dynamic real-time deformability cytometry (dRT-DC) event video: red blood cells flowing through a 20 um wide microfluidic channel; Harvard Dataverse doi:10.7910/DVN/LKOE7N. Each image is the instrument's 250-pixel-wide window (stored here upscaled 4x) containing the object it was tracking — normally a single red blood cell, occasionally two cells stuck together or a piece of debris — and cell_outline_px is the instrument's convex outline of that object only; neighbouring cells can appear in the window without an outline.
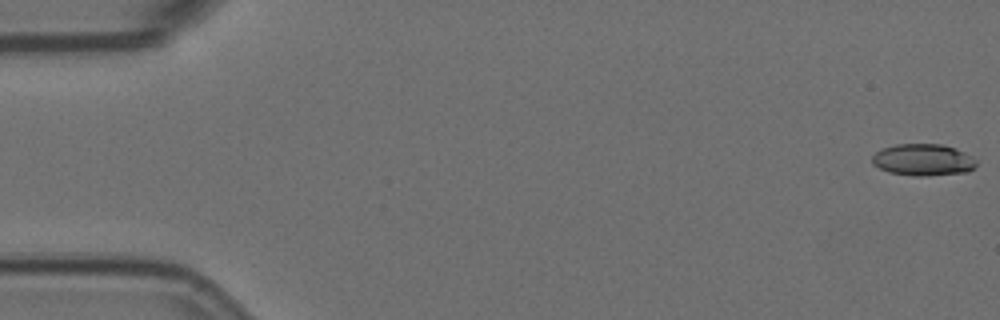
{"species": "Egyptian fruit bat (a non-hibernating species)", "species_latin": "Rousettus aegyptiacus", "temperature_condition": "room temperature", "stored_images_in_passage": 57, "camera_frame_rate_fps": 3000, "um_per_image_px": 0.085, "animal": {"sex": "female"}, "frame": {"image": 1, "passage_image": 1, "time_ms": 0.0, "image_size_px": [1000, 320], "cell_outline_px": [[976, 164], [968, 172], [920, 176], [916, 176], [888, 172], [872, 164], [872, 156], [880, 148], [896, 144], [940, 144], [956, 148], [964, 152], [976, 160]], "centroid_in_image_um": [78.43, 13.58], "position_along_channel_um": 6.6, "area_um2": 19.25}}
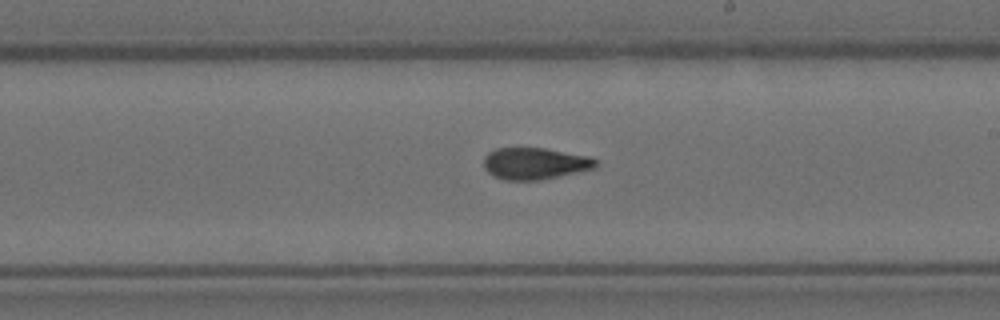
{"frame": {"image": 2, "passage_image": 33, "time_ms": 10.667, "image_size_px": [1000, 320], "cell_outline_px": [[596, 168], [540, 180], [504, 180], [492, 176], [484, 168], [484, 156], [488, 152], [496, 148], [544, 148], [588, 156], [596, 160]], "centroid_in_image_um": [45.42, 13.9], "position_along_channel_um": 243.6, "area_um2": 20.69}}
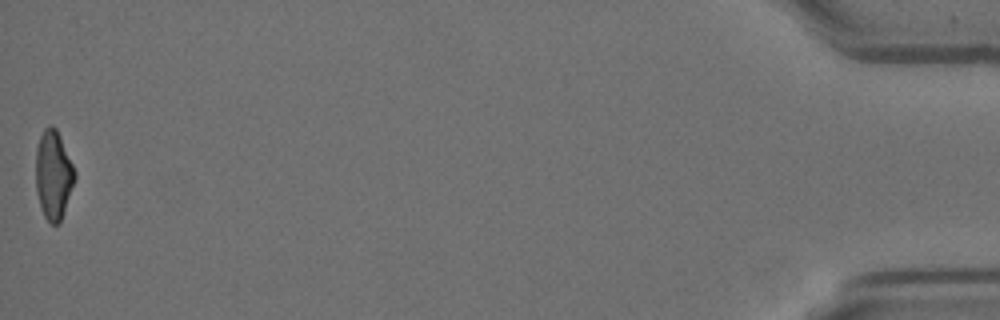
{"frame": {"image": 3, "passage_image": 57, "time_ms": 18.667, "image_size_px": [1000, 320], "cell_outline_px": [[76, 180], [60, 220], [56, 224], [52, 224], [44, 216], [40, 208], [36, 192], [36, 148], [40, 136], [44, 128], [48, 124], [52, 124], [56, 128], [60, 136], [76, 172]], "centroid_in_image_um": [4.53, 14.83], "position_along_channel_um": 430.7, "area_um2": 20.23}, "authors_computed_cell_mechanics": {"area_um2": 20.6924, "velocity_mm_per_s": 3.5947, "shape_relaxation_time_tau1_ms": 5.0273, "shape_relaxation_time_tau2_ms": 2.4029, "deformation_change_tau1": 0.1972, "deformation_change_tau2": 0.0971}}